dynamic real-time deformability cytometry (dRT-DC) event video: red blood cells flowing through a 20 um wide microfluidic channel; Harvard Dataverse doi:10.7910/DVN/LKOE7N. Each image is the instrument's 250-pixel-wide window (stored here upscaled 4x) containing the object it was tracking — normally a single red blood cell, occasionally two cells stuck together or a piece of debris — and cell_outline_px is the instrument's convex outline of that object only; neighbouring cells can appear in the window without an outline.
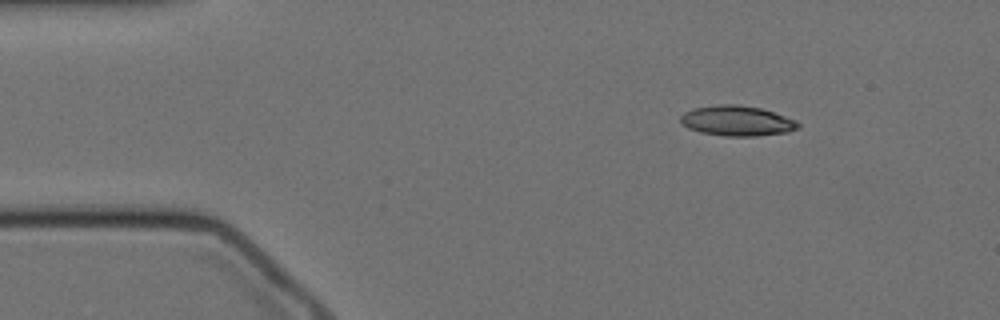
{"species": "Egyptian fruit bat (a non-hibernating species)", "species_latin": "Rousettus aegyptiacus", "temperature_condition": "cold", "stored_images_in_passage": 7, "camera_frame_rate_fps": 3000, "um_per_image_px": 0.085, "animal": {"sex": "female"}, "frame": {"image": 1, "passage_image": 1, "time_ms": 0.0, "image_size_px": [1000, 320], "cell_outline_px": [[800, 128], [788, 132], [756, 136], [724, 136], [700, 132], [688, 128], [680, 120], [680, 116], [684, 112], [696, 108], [716, 104], [736, 104], [760, 108], [796, 120], [800, 124]], "centroid_in_image_um": [62.65, 10.27], "position_along_channel_um": 22.3, "area_um2": 20.63}}